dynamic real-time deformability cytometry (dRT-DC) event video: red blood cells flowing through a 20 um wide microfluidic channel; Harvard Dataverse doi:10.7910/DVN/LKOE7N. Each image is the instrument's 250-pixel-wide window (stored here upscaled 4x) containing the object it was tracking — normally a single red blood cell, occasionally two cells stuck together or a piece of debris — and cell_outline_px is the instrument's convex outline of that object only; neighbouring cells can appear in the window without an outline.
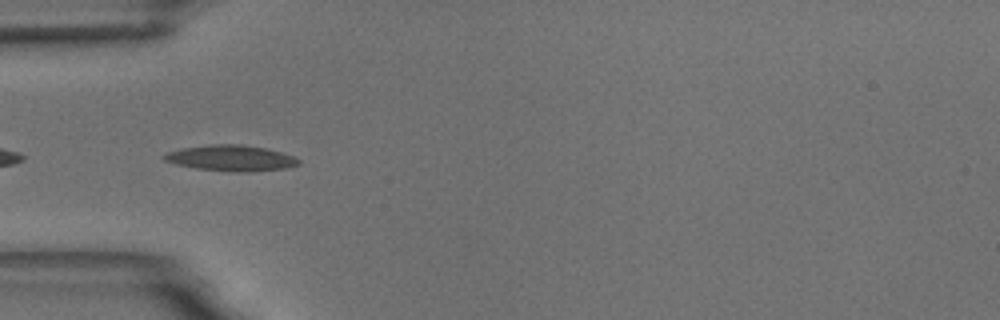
{"species": "common noctule bat (a hibernating species)", "species_latin": "Nyctalus noctula", "temperature_condition": "room temperature", "stored_images_in_passage": 15, "camera_frame_rate_fps": 3000, "um_per_image_px": 0.085, "animal": {"sex": "male", "body_mass_g": 18.8}, "frame": {"image": 1, "passage_image": 5, "time_ms": 5.333, "image_size_px": [1000, 320], "cell_outline_px": [[300, 164], [288, 168], [248, 172], [232, 172], [196, 168], [176, 164], [164, 160], [160, 156], [168, 152], [180, 148], [212, 144], [240, 144], [264, 148], [280, 152], [292, 156], [300, 160]], "centroid_in_image_um": [19.62, 13.44], "position_along_channel_um": 65.4, "area_um2": 20.29}, "authors_computed_cell_mechanics": {"area_um2": 18.6116, "velocity_mm_per_s": 3.5496, "shape_relaxation_time_tau1_ms": 9.5461, "shape_relaxation_time_tau2_ms": 1.9714, "deformation_change_tau1": 0.208, "deformation_change_tau2": 0.0833}}